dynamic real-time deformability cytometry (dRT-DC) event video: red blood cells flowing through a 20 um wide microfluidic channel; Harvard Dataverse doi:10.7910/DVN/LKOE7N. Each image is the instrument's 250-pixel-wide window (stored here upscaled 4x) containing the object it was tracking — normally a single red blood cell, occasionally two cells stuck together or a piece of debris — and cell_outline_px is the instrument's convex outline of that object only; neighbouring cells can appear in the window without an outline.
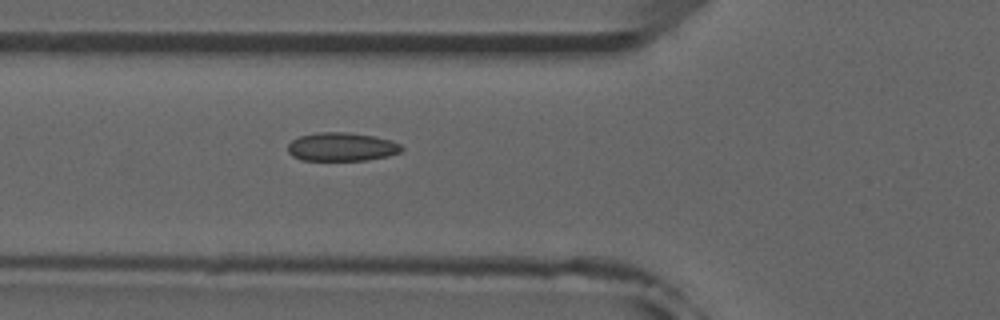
{"species": "common noctule bat (a hibernating species)", "species_latin": "Nyctalus noctula", "temperature_condition": "room temperature", "stored_images_in_passage": 35, "camera_frame_rate_fps": 3000, "um_per_image_px": 0.085, "animal": {"sex": "male", "forearm_length_mm": 52.5}, "frame": {"image": 1, "passage_image": 5, "time_ms": 1.333, "image_size_px": [1000, 320], "cell_outline_px": [[404, 148], [400, 152], [388, 156], [364, 160], [300, 160], [292, 156], [288, 152], [288, 144], [292, 140], [300, 136], [320, 132], [348, 132], [372, 136], [392, 140], [400, 144]], "centroid_in_image_um": [29.04, 12.48], "position_along_channel_um": 96.8, "area_um2": 18.9}}
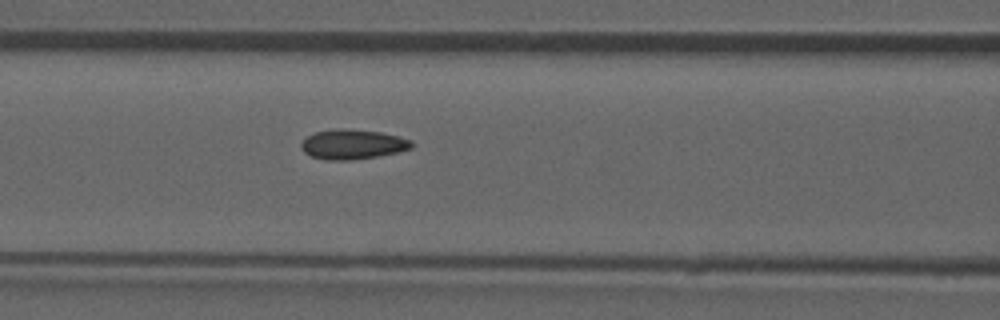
{"frame": {"image": 2, "passage_image": 8, "time_ms": 2.333, "image_size_px": [1000, 320], "cell_outline_px": [[412, 148], [400, 152], [352, 160], [328, 160], [312, 156], [304, 152], [300, 148], [300, 144], [308, 136], [316, 132], [332, 128], [344, 128], [380, 132], [400, 136], [412, 140]], "centroid_in_image_um": [29.99, 12.26], "position_along_channel_um": 136.6, "area_um2": 19.25}, "authors_computed_cell_mechanics": {"area_um2": 18.6694, "velocity_mm_per_s": 3.9445, "shape_relaxation_time_tau1_ms": null, "shape_relaxation_time_tau2_ms": 1.8882, "deformation_change_tau1": null, "deformation_change_tau2": 0.0646}}